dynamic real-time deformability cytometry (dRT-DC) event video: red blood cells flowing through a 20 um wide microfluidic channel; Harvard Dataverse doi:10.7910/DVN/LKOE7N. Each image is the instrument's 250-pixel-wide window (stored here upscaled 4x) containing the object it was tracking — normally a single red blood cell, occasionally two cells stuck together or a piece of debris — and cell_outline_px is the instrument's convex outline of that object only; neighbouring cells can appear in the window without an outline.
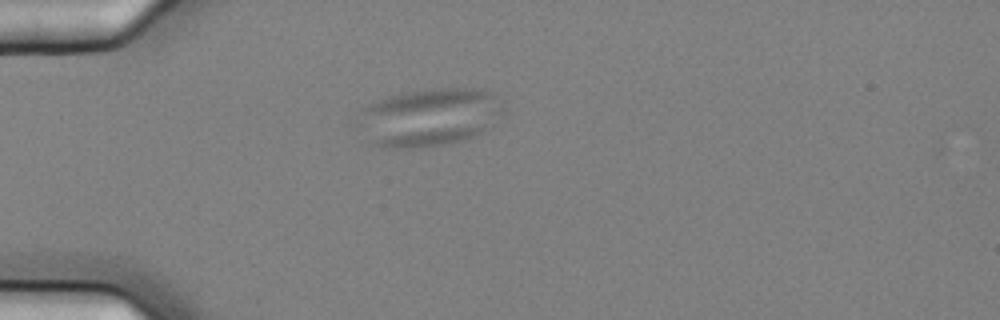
{"species": "common noctule bat (a hibernating species)", "species_latin": "Nyctalus noctula", "temperature_condition": "cold", "stored_images_in_passage": 2, "camera_frame_rate_fps": 3000, "um_per_image_px": 0.085, "animal": {"sex": "female", "body_mass_g": 25.1}, "frame": {"image": 1, "passage_image": 1, "time_ms": 0.0, "image_size_px": [1000, 320], "cell_outline_px": [[504, 112], [492, 128], [476, 136], [448, 144], [424, 148], [392, 148], [376, 144], [356, 128], [352, 124], [360, 112], [364, 108], [388, 96], [400, 92], [432, 88], [476, 88], [496, 92], [504, 108]], "centroid_in_image_um": [36.52, 9.95], "position_along_channel_um": 48.5, "area_um2": 50.29}}